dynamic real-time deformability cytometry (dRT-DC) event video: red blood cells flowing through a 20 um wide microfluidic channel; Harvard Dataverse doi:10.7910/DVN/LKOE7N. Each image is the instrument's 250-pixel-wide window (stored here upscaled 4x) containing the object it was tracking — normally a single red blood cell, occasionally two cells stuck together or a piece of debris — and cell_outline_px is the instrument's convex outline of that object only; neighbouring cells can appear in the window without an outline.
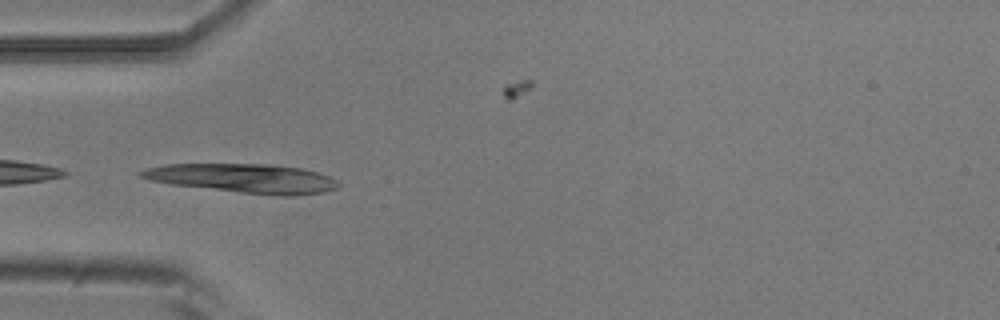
{"species": "common noctule bat (a hibernating species)", "species_latin": "Nyctalus noctula", "temperature_condition": "room temperature", "stored_images_in_passage": 7, "camera_frame_rate_fps": 3000, "um_per_image_px": 0.085, "animal": {"sex": "male", "body_mass_g": 20.5, "forearm_length_mm": 52.5}, "frame": {"image": 1, "passage_image": 3, "time_ms": 0.667, "image_size_px": [1000, 320], "cell_outline_px": [[340, 184], [336, 188], [324, 192], [296, 196], [272, 196], [172, 184], [152, 180], [140, 176], [136, 172], [144, 168], [164, 164], [268, 164], [300, 168], [316, 172], [328, 176], [336, 180]], "centroid_in_image_um": [20.69, 15.16], "position_along_channel_um": 64.3, "area_um2": 33.41}}
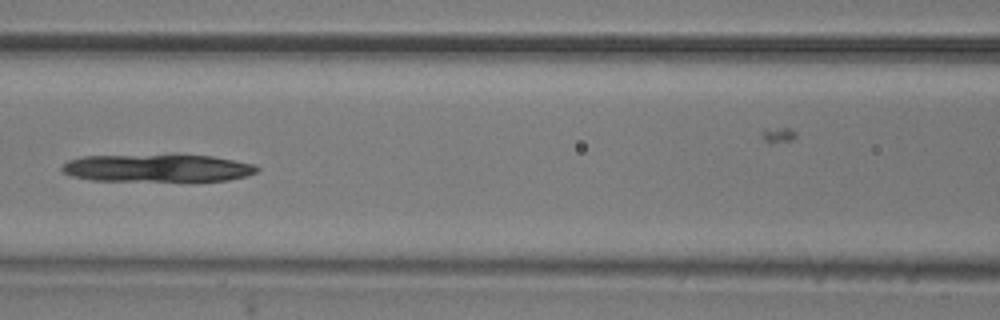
{"frame": {"image": 2, "passage_image": 5, "time_ms": 1.333, "image_size_px": [1000, 320], "cell_outline_px": [[260, 168], [256, 172], [248, 176], [228, 180], [92, 180], [72, 176], [64, 172], [60, 168], [68, 160], [80, 156], [212, 156], [256, 164]], "centroid_in_image_um": [13.4, 14.29], "position_along_channel_um": 153.2, "area_um2": 30.63}}
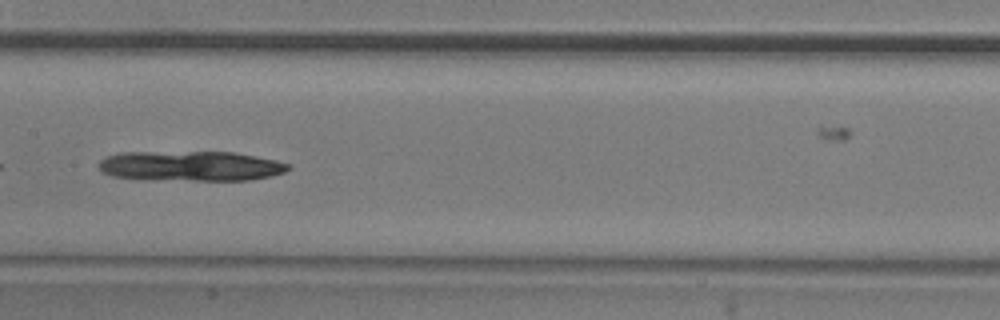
{"frame": {"image": 3, "passage_image": 6, "time_ms": 1.667, "image_size_px": [1000, 320], "cell_outline_px": [[292, 168], [284, 172], [268, 176], [248, 180], [196, 180], [112, 176], [104, 172], [100, 168], [100, 160], [108, 156], [120, 152], [236, 152], [276, 160], [292, 164]], "centroid_in_image_um": [16.31, 14.09], "position_along_channel_um": 191.1, "area_um2": 32.6}}